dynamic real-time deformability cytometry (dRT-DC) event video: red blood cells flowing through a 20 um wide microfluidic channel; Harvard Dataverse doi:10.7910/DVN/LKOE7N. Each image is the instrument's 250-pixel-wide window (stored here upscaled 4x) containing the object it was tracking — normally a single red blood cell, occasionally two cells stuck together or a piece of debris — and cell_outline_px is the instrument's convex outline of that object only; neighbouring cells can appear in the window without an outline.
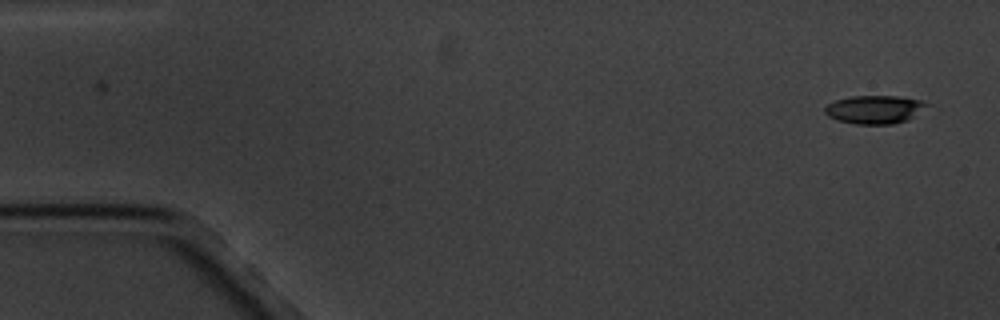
{"species": "common noctule bat (a hibernating species)", "species_latin": "Nyctalus noctula", "temperature_condition": "cold", "stored_images_in_passage": 2, "camera_frame_rate_fps": 3000, "um_per_image_px": 0.085, "animal": {"sex": "male", "body_mass_g": 20.1, "forearm_length_mm": 53.5}, "frame": {"image": 1, "passage_image": 2, "time_ms": 1.333, "image_size_px": [1000, 320], "cell_outline_px": [[928, 104], [908, 120], [892, 124], [856, 124], [836, 120], [828, 116], [824, 112], [824, 108], [828, 104], [836, 100], [852, 96], [896, 96], [920, 100]], "centroid_in_image_um": [74.28, 9.31], "position_along_channel_um": 10.7, "area_um2": 16.59}}